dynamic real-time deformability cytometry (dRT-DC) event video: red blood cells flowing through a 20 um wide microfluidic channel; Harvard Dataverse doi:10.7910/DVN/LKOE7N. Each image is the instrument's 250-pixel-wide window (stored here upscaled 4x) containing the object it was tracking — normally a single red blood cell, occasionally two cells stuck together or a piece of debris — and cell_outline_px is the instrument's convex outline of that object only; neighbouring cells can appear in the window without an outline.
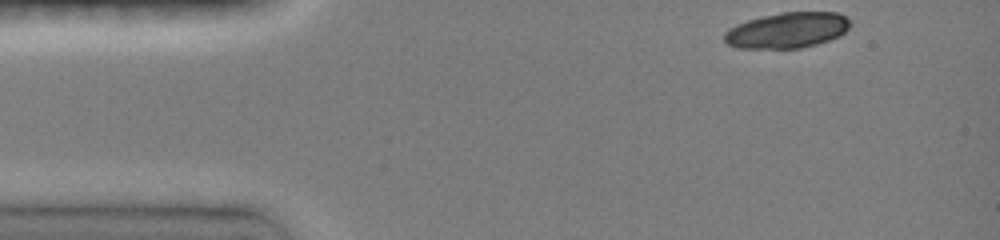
{"species": "common noctule bat (a hibernating species)", "species_latin": "Nyctalus noctula", "temperature_condition": "room temperature", "stored_images_in_passage": 15, "camera_frame_rate_fps": 3000, "um_per_image_px": 0.085, "animal": {"sex": "female", "body_mass_g": 19.0, "forearm_length_mm": 51.5}, "frame": {"image": 1, "passage_image": 1, "time_ms": 0.0, "image_size_px": [1000, 240], "cell_outline_px": [[848, 28], [840, 36], [816, 44], [800, 48], [736, 48], [728, 44], [724, 40], [724, 32], [728, 28], [736, 24], [748, 20], [780, 12], [836, 12], [844, 16], [848, 20]], "centroid_in_image_um": [66.87, 2.57], "position_along_channel_um": 18.1, "area_um2": 26.01}}